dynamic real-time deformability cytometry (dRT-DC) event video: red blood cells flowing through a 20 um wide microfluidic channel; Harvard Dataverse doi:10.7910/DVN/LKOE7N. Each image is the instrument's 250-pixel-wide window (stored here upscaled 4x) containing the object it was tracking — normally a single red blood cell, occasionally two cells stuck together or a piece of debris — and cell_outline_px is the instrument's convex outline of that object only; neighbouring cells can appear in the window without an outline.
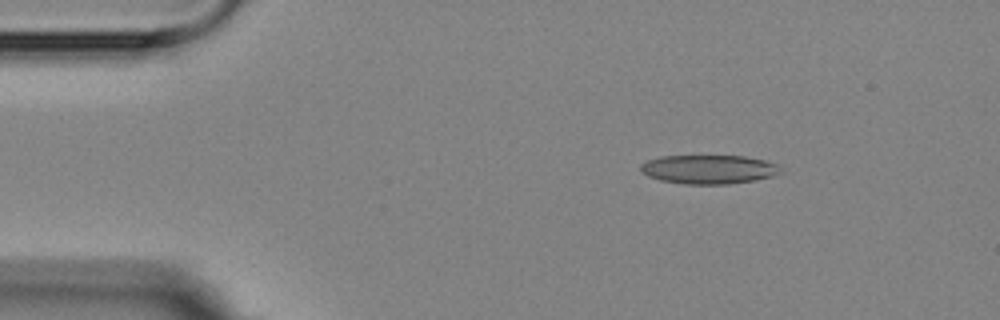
{"species": "Egyptian fruit bat (a non-hibernating species)", "species_latin": "Rousettus aegyptiacus", "temperature_condition": "room temperature", "stored_images_in_passage": 5, "segment_of_instrument_passage": [2, 2], "camera_frame_rate_fps": 3000, "um_per_image_px": 0.085, "animal": {"sex": "female"}, "frame": {"image": 1, "passage_image": 5, "time_ms": 6.0, "image_size_px": [1000, 320], "cell_outline_px": [[784, 172], [772, 176], [756, 180], [728, 184], [684, 184], [660, 180], [648, 176], [640, 168], [640, 164], [648, 160], [660, 156], [744, 156], [764, 160], [780, 164]], "centroid_in_image_um": [60.3, 14.39], "position_along_channel_um": 24.7, "area_um2": 23.76}}